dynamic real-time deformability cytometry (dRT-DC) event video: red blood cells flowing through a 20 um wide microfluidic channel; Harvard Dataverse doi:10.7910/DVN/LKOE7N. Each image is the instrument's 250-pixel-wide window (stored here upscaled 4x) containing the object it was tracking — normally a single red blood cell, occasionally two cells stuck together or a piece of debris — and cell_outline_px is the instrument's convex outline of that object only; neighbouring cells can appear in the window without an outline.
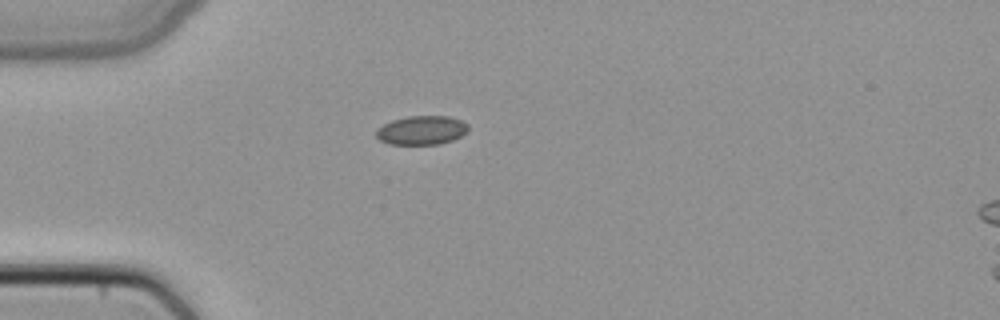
{"species": "common noctule bat (a hibernating species)", "species_latin": "Nyctalus noctula", "temperature_condition": "cold", "stored_images_in_passage": 2, "camera_frame_rate_fps": 3000, "um_per_image_px": 0.085, "animal": {"sex": "female", "body_mass_g": 22.7, "forearm_length_mm": 54.2}, "frame": {"image": 1, "passage_image": 1, "time_ms": 0.0, "image_size_px": [1000, 320], "cell_outline_px": [[468, 132], [452, 140], [440, 144], [388, 144], [380, 140], [376, 136], [376, 128], [392, 120], [408, 116], [448, 116], [460, 120], [468, 124]], "centroid_in_image_um": [35.83, 11.07], "position_along_channel_um": 49.2, "area_um2": 15.55}}